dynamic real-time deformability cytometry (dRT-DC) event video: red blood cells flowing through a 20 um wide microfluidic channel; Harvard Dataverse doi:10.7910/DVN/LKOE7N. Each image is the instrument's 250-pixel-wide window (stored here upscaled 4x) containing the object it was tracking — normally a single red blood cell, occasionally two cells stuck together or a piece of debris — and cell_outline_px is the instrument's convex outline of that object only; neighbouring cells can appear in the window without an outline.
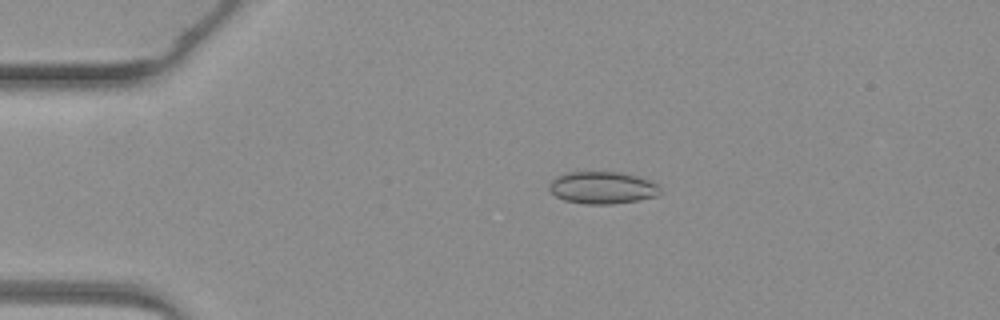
{"species": "common noctule bat (a hibernating species)", "species_latin": "Nyctalus noctula", "temperature_condition": "warm", "stored_images_in_passage": 4, "camera_frame_rate_fps": 3000, "um_per_image_px": 0.085, "animal": {"sex": "female", "body_mass_g": 19.3, "forearm_length_mm": 54.1}, "frame": {"image": 1, "passage_image": 3, "time_ms": 2.667, "image_size_px": [1000, 320], "cell_outline_px": [[660, 196], [640, 200], [612, 204], [584, 204], [564, 200], [556, 196], [548, 188], [548, 184], [556, 176], [568, 172], [620, 172], [636, 176], [660, 184]], "centroid_in_image_um": [51.23, 15.96], "position_along_channel_um": 33.8, "area_um2": 21.04}}